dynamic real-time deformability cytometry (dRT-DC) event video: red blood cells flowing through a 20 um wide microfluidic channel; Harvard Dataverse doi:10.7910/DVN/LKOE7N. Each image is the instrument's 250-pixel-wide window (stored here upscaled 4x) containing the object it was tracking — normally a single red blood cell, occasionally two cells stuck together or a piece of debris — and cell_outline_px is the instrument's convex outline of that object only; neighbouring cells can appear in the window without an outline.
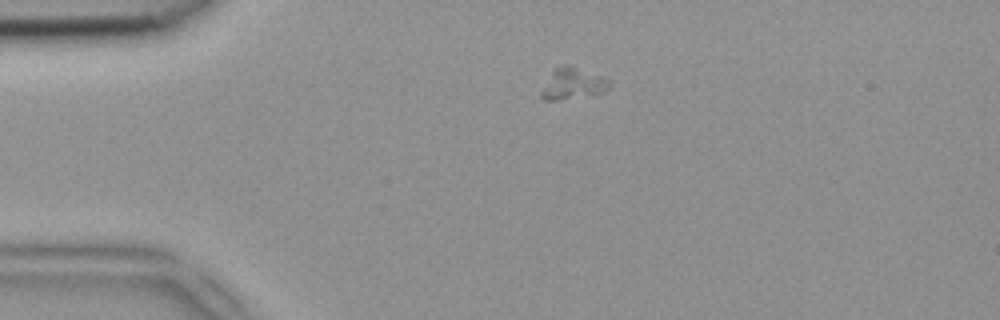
{"species": "common noctule bat (a hibernating species)", "species_latin": "Nyctalus noctula", "temperature_condition": "room temperature", "stored_images_in_passage": 47, "camera_frame_rate_fps": 3000, "um_per_image_px": 0.085, "animal": {"sex": "female", "body_mass_g": 18.4}, "frame": {"image": 1, "passage_image": 7, "time_ms": 2.0, "image_size_px": [1000, 320], "cell_outline_px": [[612, 84], [604, 92], [596, 96], [560, 100], [544, 100], [540, 96], [540, 92], [552, 72], [556, 68], [564, 64], [568, 64], [604, 76], [612, 80]], "centroid_in_image_um": [48.76, 7.13], "position_along_channel_um": 36.2, "area_um2": 12.89}}
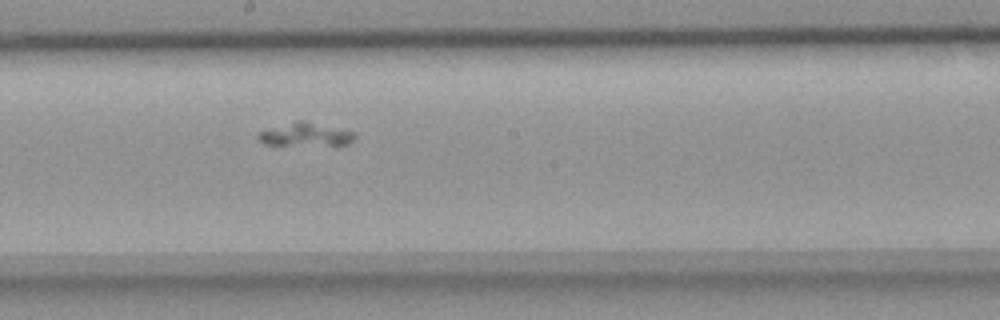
{"frame": {"image": 2, "passage_image": 24, "time_ms": 7.667, "image_size_px": [1000, 320], "cell_outline_px": [[356, 136], [348, 144], [264, 144], [256, 136], [260, 132], [296, 120], [304, 120], [356, 132]], "centroid_in_image_um": [26.0, 11.41], "position_along_channel_um": 222.2, "area_um2": 12.66}}
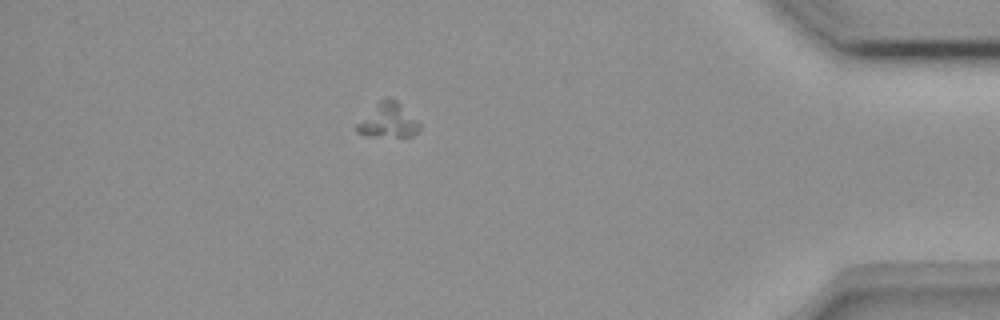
{"frame": {"image": 3, "passage_image": 41, "time_ms": 13.333, "image_size_px": [1000, 320], "cell_outline_px": [[420, 128], [412, 136], [368, 136], [356, 132], [356, 124], [380, 100], [396, 100], [420, 124]], "centroid_in_image_um": [32.97, 10.28], "position_along_channel_um": 402.2, "area_um2": 12.08}}